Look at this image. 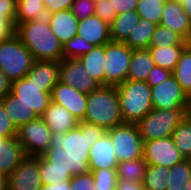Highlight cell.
I'll return each mask as SVG.
<instances>
[{"instance_id": "cell-1", "label": "cell", "mask_w": 191, "mask_h": 190, "mask_svg": "<svg viewBox=\"0 0 191 190\" xmlns=\"http://www.w3.org/2000/svg\"><path fill=\"white\" fill-rule=\"evenodd\" d=\"M107 130L103 127L79 121L78 127L65 134H52L49 148H63L68 156L69 170L73 176L91 172L89 167V151L91 146L101 139Z\"/></svg>"}, {"instance_id": "cell-48", "label": "cell", "mask_w": 191, "mask_h": 190, "mask_svg": "<svg viewBox=\"0 0 191 190\" xmlns=\"http://www.w3.org/2000/svg\"><path fill=\"white\" fill-rule=\"evenodd\" d=\"M17 13V0H0V15H10L14 20Z\"/></svg>"}, {"instance_id": "cell-15", "label": "cell", "mask_w": 191, "mask_h": 190, "mask_svg": "<svg viewBox=\"0 0 191 190\" xmlns=\"http://www.w3.org/2000/svg\"><path fill=\"white\" fill-rule=\"evenodd\" d=\"M39 156H26L7 177L8 190H40Z\"/></svg>"}, {"instance_id": "cell-31", "label": "cell", "mask_w": 191, "mask_h": 190, "mask_svg": "<svg viewBox=\"0 0 191 190\" xmlns=\"http://www.w3.org/2000/svg\"><path fill=\"white\" fill-rule=\"evenodd\" d=\"M46 16L47 12L43 0H17L15 26L29 20Z\"/></svg>"}, {"instance_id": "cell-34", "label": "cell", "mask_w": 191, "mask_h": 190, "mask_svg": "<svg viewBox=\"0 0 191 190\" xmlns=\"http://www.w3.org/2000/svg\"><path fill=\"white\" fill-rule=\"evenodd\" d=\"M188 41L179 33L157 25L151 37L149 47L166 48L168 46H187Z\"/></svg>"}, {"instance_id": "cell-28", "label": "cell", "mask_w": 191, "mask_h": 190, "mask_svg": "<svg viewBox=\"0 0 191 190\" xmlns=\"http://www.w3.org/2000/svg\"><path fill=\"white\" fill-rule=\"evenodd\" d=\"M156 26V24L140 18L124 43L131 49H147Z\"/></svg>"}, {"instance_id": "cell-7", "label": "cell", "mask_w": 191, "mask_h": 190, "mask_svg": "<svg viewBox=\"0 0 191 190\" xmlns=\"http://www.w3.org/2000/svg\"><path fill=\"white\" fill-rule=\"evenodd\" d=\"M117 157V161L125 162L143 157L144 141L137 124L123 123L107 130Z\"/></svg>"}, {"instance_id": "cell-52", "label": "cell", "mask_w": 191, "mask_h": 190, "mask_svg": "<svg viewBox=\"0 0 191 190\" xmlns=\"http://www.w3.org/2000/svg\"><path fill=\"white\" fill-rule=\"evenodd\" d=\"M170 1H175L179 4H181L184 11L189 16V19L191 21V0H170Z\"/></svg>"}, {"instance_id": "cell-49", "label": "cell", "mask_w": 191, "mask_h": 190, "mask_svg": "<svg viewBox=\"0 0 191 190\" xmlns=\"http://www.w3.org/2000/svg\"><path fill=\"white\" fill-rule=\"evenodd\" d=\"M116 190H145L142 183L129 182L128 180L117 179Z\"/></svg>"}, {"instance_id": "cell-19", "label": "cell", "mask_w": 191, "mask_h": 190, "mask_svg": "<svg viewBox=\"0 0 191 190\" xmlns=\"http://www.w3.org/2000/svg\"><path fill=\"white\" fill-rule=\"evenodd\" d=\"M77 35L95 46H102L112 41L110 24L95 14L79 20Z\"/></svg>"}, {"instance_id": "cell-32", "label": "cell", "mask_w": 191, "mask_h": 190, "mask_svg": "<svg viewBox=\"0 0 191 190\" xmlns=\"http://www.w3.org/2000/svg\"><path fill=\"white\" fill-rule=\"evenodd\" d=\"M142 184L145 190H167L169 168L147 164Z\"/></svg>"}, {"instance_id": "cell-10", "label": "cell", "mask_w": 191, "mask_h": 190, "mask_svg": "<svg viewBox=\"0 0 191 190\" xmlns=\"http://www.w3.org/2000/svg\"><path fill=\"white\" fill-rule=\"evenodd\" d=\"M39 170L42 184H56L73 177L69 170L68 156L63 148H49L39 156Z\"/></svg>"}, {"instance_id": "cell-55", "label": "cell", "mask_w": 191, "mask_h": 190, "mask_svg": "<svg viewBox=\"0 0 191 190\" xmlns=\"http://www.w3.org/2000/svg\"><path fill=\"white\" fill-rule=\"evenodd\" d=\"M188 111H191V96L189 97Z\"/></svg>"}, {"instance_id": "cell-16", "label": "cell", "mask_w": 191, "mask_h": 190, "mask_svg": "<svg viewBox=\"0 0 191 190\" xmlns=\"http://www.w3.org/2000/svg\"><path fill=\"white\" fill-rule=\"evenodd\" d=\"M51 101L65 107L79 121L84 119L87 108V94L58 81L51 91Z\"/></svg>"}, {"instance_id": "cell-24", "label": "cell", "mask_w": 191, "mask_h": 190, "mask_svg": "<svg viewBox=\"0 0 191 190\" xmlns=\"http://www.w3.org/2000/svg\"><path fill=\"white\" fill-rule=\"evenodd\" d=\"M6 113L18 129L30 121H33L39 116L34 112L33 108L18 101V99L10 92L2 100Z\"/></svg>"}, {"instance_id": "cell-3", "label": "cell", "mask_w": 191, "mask_h": 190, "mask_svg": "<svg viewBox=\"0 0 191 190\" xmlns=\"http://www.w3.org/2000/svg\"><path fill=\"white\" fill-rule=\"evenodd\" d=\"M83 121L106 130L124 123L115 86L100 85L87 94V108Z\"/></svg>"}, {"instance_id": "cell-37", "label": "cell", "mask_w": 191, "mask_h": 190, "mask_svg": "<svg viewBox=\"0 0 191 190\" xmlns=\"http://www.w3.org/2000/svg\"><path fill=\"white\" fill-rule=\"evenodd\" d=\"M165 0H139L136 12L140 18L160 24Z\"/></svg>"}, {"instance_id": "cell-20", "label": "cell", "mask_w": 191, "mask_h": 190, "mask_svg": "<svg viewBox=\"0 0 191 190\" xmlns=\"http://www.w3.org/2000/svg\"><path fill=\"white\" fill-rule=\"evenodd\" d=\"M118 166L117 157L112 145L110 136L106 133L96 141L89 151L90 170L116 169Z\"/></svg>"}, {"instance_id": "cell-53", "label": "cell", "mask_w": 191, "mask_h": 190, "mask_svg": "<svg viewBox=\"0 0 191 190\" xmlns=\"http://www.w3.org/2000/svg\"><path fill=\"white\" fill-rule=\"evenodd\" d=\"M0 190H8L7 177L0 174Z\"/></svg>"}, {"instance_id": "cell-23", "label": "cell", "mask_w": 191, "mask_h": 190, "mask_svg": "<svg viewBox=\"0 0 191 190\" xmlns=\"http://www.w3.org/2000/svg\"><path fill=\"white\" fill-rule=\"evenodd\" d=\"M60 62L35 60L33 67L26 74L29 82L46 87L50 92L59 81Z\"/></svg>"}, {"instance_id": "cell-42", "label": "cell", "mask_w": 191, "mask_h": 190, "mask_svg": "<svg viewBox=\"0 0 191 190\" xmlns=\"http://www.w3.org/2000/svg\"><path fill=\"white\" fill-rule=\"evenodd\" d=\"M0 136L4 138L17 136V128L6 113L2 101H0Z\"/></svg>"}, {"instance_id": "cell-13", "label": "cell", "mask_w": 191, "mask_h": 190, "mask_svg": "<svg viewBox=\"0 0 191 190\" xmlns=\"http://www.w3.org/2000/svg\"><path fill=\"white\" fill-rule=\"evenodd\" d=\"M11 93L18 101L33 108L39 117L51 102V92L46 87L29 82L26 77L11 83Z\"/></svg>"}, {"instance_id": "cell-39", "label": "cell", "mask_w": 191, "mask_h": 190, "mask_svg": "<svg viewBox=\"0 0 191 190\" xmlns=\"http://www.w3.org/2000/svg\"><path fill=\"white\" fill-rule=\"evenodd\" d=\"M94 177L95 190H116L117 188V170L99 169L91 170Z\"/></svg>"}, {"instance_id": "cell-11", "label": "cell", "mask_w": 191, "mask_h": 190, "mask_svg": "<svg viewBox=\"0 0 191 190\" xmlns=\"http://www.w3.org/2000/svg\"><path fill=\"white\" fill-rule=\"evenodd\" d=\"M143 158L147 164L171 168L185 160L172 136L144 141Z\"/></svg>"}, {"instance_id": "cell-35", "label": "cell", "mask_w": 191, "mask_h": 190, "mask_svg": "<svg viewBox=\"0 0 191 190\" xmlns=\"http://www.w3.org/2000/svg\"><path fill=\"white\" fill-rule=\"evenodd\" d=\"M191 178V160L185 159L183 162L169 168V184L167 190H185Z\"/></svg>"}, {"instance_id": "cell-59", "label": "cell", "mask_w": 191, "mask_h": 190, "mask_svg": "<svg viewBox=\"0 0 191 190\" xmlns=\"http://www.w3.org/2000/svg\"><path fill=\"white\" fill-rule=\"evenodd\" d=\"M4 139V137L3 136H0V141H2Z\"/></svg>"}, {"instance_id": "cell-2", "label": "cell", "mask_w": 191, "mask_h": 190, "mask_svg": "<svg viewBox=\"0 0 191 190\" xmlns=\"http://www.w3.org/2000/svg\"><path fill=\"white\" fill-rule=\"evenodd\" d=\"M15 34L35 60L60 62L63 59V46L52 33L47 17L17 24Z\"/></svg>"}, {"instance_id": "cell-17", "label": "cell", "mask_w": 191, "mask_h": 190, "mask_svg": "<svg viewBox=\"0 0 191 190\" xmlns=\"http://www.w3.org/2000/svg\"><path fill=\"white\" fill-rule=\"evenodd\" d=\"M182 35L187 41L191 38V21L181 4L165 0L160 24Z\"/></svg>"}, {"instance_id": "cell-47", "label": "cell", "mask_w": 191, "mask_h": 190, "mask_svg": "<svg viewBox=\"0 0 191 190\" xmlns=\"http://www.w3.org/2000/svg\"><path fill=\"white\" fill-rule=\"evenodd\" d=\"M113 10L116 11L117 15L128 12L131 10H136L139 0H111Z\"/></svg>"}, {"instance_id": "cell-18", "label": "cell", "mask_w": 191, "mask_h": 190, "mask_svg": "<svg viewBox=\"0 0 191 190\" xmlns=\"http://www.w3.org/2000/svg\"><path fill=\"white\" fill-rule=\"evenodd\" d=\"M40 118L52 134H65L79 125V119L72 115L65 107L55 104L52 101Z\"/></svg>"}, {"instance_id": "cell-8", "label": "cell", "mask_w": 191, "mask_h": 190, "mask_svg": "<svg viewBox=\"0 0 191 190\" xmlns=\"http://www.w3.org/2000/svg\"><path fill=\"white\" fill-rule=\"evenodd\" d=\"M132 53L124 42L105 44L104 85L116 87L127 80Z\"/></svg>"}, {"instance_id": "cell-43", "label": "cell", "mask_w": 191, "mask_h": 190, "mask_svg": "<svg viewBox=\"0 0 191 190\" xmlns=\"http://www.w3.org/2000/svg\"><path fill=\"white\" fill-rule=\"evenodd\" d=\"M71 190H95L94 177L91 172L85 174L74 175L70 179Z\"/></svg>"}, {"instance_id": "cell-40", "label": "cell", "mask_w": 191, "mask_h": 190, "mask_svg": "<svg viewBox=\"0 0 191 190\" xmlns=\"http://www.w3.org/2000/svg\"><path fill=\"white\" fill-rule=\"evenodd\" d=\"M94 14L109 24L117 16L116 11L113 10L111 0H100L97 3H95Z\"/></svg>"}, {"instance_id": "cell-41", "label": "cell", "mask_w": 191, "mask_h": 190, "mask_svg": "<svg viewBox=\"0 0 191 190\" xmlns=\"http://www.w3.org/2000/svg\"><path fill=\"white\" fill-rule=\"evenodd\" d=\"M94 6L95 4L89 0H74L70 10L79 20H84L94 15Z\"/></svg>"}, {"instance_id": "cell-27", "label": "cell", "mask_w": 191, "mask_h": 190, "mask_svg": "<svg viewBox=\"0 0 191 190\" xmlns=\"http://www.w3.org/2000/svg\"><path fill=\"white\" fill-rule=\"evenodd\" d=\"M140 16L136 10L118 14L110 23V36L114 42H124L132 29L139 22Z\"/></svg>"}, {"instance_id": "cell-57", "label": "cell", "mask_w": 191, "mask_h": 190, "mask_svg": "<svg viewBox=\"0 0 191 190\" xmlns=\"http://www.w3.org/2000/svg\"><path fill=\"white\" fill-rule=\"evenodd\" d=\"M89 1H91V2H93L95 4V3H97L100 0H89Z\"/></svg>"}, {"instance_id": "cell-54", "label": "cell", "mask_w": 191, "mask_h": 190, "mask_svg": "<svg viewBox=\"0 0 191 190\" xmlns=\"http://www.w3.org/2000/svg\"><path fill=\"white\" fill-rule=\"evenodd\" d=\"M185 190H191V178H190L188 184L186 185V189Z\"/></svg>"}, {"instance_id": "cell-46", "label": "cell", "mask_w": 191, "mask_h": 190, "mask_svg": "<svg viewBox=\"0 0 191 190\" xmlns=\"http://www.w3.org/2000/svg\"><path fill=\"white\" fill-rule=\"evenodd\" d=\"M74 0H43L47 15L61 10L70 9Z\"/></svg>"}, {"instance_id": "cell-38", "label": "cell", "mask_w": 191, "mask_h": 190, "mask_svg": "<svg viewBox=\"0 0 191 190\" xmlns=\"http://www.w3.org/2000/svg\"><path fill=\"white\" fill-rule=\"evenodd\" d=\"M63 46V59L79 58L87 52H90L96 46L88 43L83 37L75 35Z\"/></svg>"}, {"instance_id": "cell-36", "label": "cell", "mask_w": 191, "mask_h": 190, "mask_svg": "<svg viewBox=\"0 0 191 190\" xmlns=\"http://www.w3.org/2000/svg\"><path fill=\"white\" fill-rule=\"evenodd\" d=\"M172 138L185 159H191V120L187 116L174 129Z\"/></svg>"}, {"instance_id": "cell-58", "label": "cell", "mask_w": 191, "mask_h": 190, "mask_svg": "<svg viewBox=\"0 0 191 190\" xmlns=\"http://www.w3.org/2000/svg\"><path fill=\"white\" fill-rule=\"evenodd\" d=\"M188 44L191 46V38H190V40L188 41Z\"/></svg>"}, {"instance_id": "cell-50", "label": "cell", "mask_w": 191, "mask_h": 190, "mask_svg": "<svg viewBox=\"0 0 191 190\" xmlns=\"http://www.w3.org/2000/svg\"><path fill=\"white\" fill-rule=\"evenodd\" d=\"M11 92V82L0 70V101Z\"/></svg>"}, {"instance_id": "cell-56", "label": "cell", "mask_w": 191, "mask_h": 190, "mask_svg": "<svg viewBox=\"0 0 191 190\" xmlns=\"http://www.w3.org/2000/svg\"><path fill=\"white\" fill-rule=\"evenodd\" d=\"M186 116L191 120V111H187Z\"/></svg>"}, {"instance_id": "cell-25", "label": "cell", "mask_w": 191, "mask_h": 190, "mask_svg": "<svg viewBox=\"0 0 191 190\" xmlns=\"http://www.w3.org/2000/svg\"><path fill=\"white\" fill-rule=\"evenodd\" d=\"M154 66L148 49H133L127 80L146 81Z\"/></svg>"}, {"instance_id": "cell-5", "label": "cell", "mask_w": 191, "mask_h": 190, "mask_svg": "<svg viewBox=\"0 0 191 190\" xmlns=\"http://www.w3.org/2000/svg\"><path fill=\"white\" fill-rule=\"evenodd\" d=\"M34 62V56L16 34L0 42V70L11 83L24 78Z\"/></svg>"}, {"instance_id": "cell-4", "label": "cell", "mask_w": 191, "mask_h": 190, "mask_svg": "<svg viewBox=\"0 0 191 190\" xmlns=\"http://www.w3.org/2000/svg\"><path fill=\"white\" fill-rule=\"evenodd\" d=\"M116 89L124 123L137 124L153 109L151 87L146 81L126 80Z\"/></svg>"}, {"instance_id": "cell-6", "label": "cell", "mask_w": 191, "mask_h": 190, "mask_svg": "<svg viewBox=\"0 0 191 190\" xmlns=\"http://www.w3.org/2000/svg\"><path fill=\"white\" fill-rule=\"evenodd\" d=\"M187 111L188 109H152L137 123L141 138L149 141L172 136Z\"/></svg>"}, {"instance_id": "cell-33", "label": "cell", "mask_w": 191, "mask_h": 190, "mask_svg": "<svg viewBox=\"0 0 191 190\" xmlns=\"http://www.w3.org/2000/svg\"><path fill=\"white\" fill-rule=\"evenodd\" d=\"M146 167L147 163L143 157L131 161L119 162L116 168L117 178L128 180L129 182L142 183Z\"/></svg>"}, {"instance_id": "cell-14", "label": "cell", "mask_w": 191, "mask_h": 190, "mask_svg": "<svg viewBox=\"0 0 191 190\" xmlns=\"http://www.w3.org/2000/svg\"><path fill=\"white\" fill-rule=\"evenodd\" d=\"M59 82L89 94L100 84L84 69L78 58L62 59L60 61Z\"/></svg>"}, {"instance_id": "cell-44", "label": "cell", "mask_w": 191, "mask_h": 190, "mask_svg": "<svg viewBox=\"0 0 191 190\" xmlns=\"http://www.w3.org/2000/svg\"><path fill=\"white\" fill-rule=\"evenodd\" d=\"M15 20L10 15H0V42L15 35Z\"/></svg>"}, {"instance_id": "cell-9", "label": "cell", "mask_w": 191, "mask_h": 190, "mask_svg": "<svg viewBox=\"0 0 191 190\" xmlns=\"http://www.w3.org/2000/svg\"><path fill=\"white\" fill-rule=\"evenodd\" d=\"M52 132L39 117L17 129V139L27 156L43 155L50 147Z\"/></svg>"}, {"instance_id": "cell-12", "label": "cell", "mask_w": 191, "mask_h": 190, "mask_svg": "<svg viewBox=\"0 0 191 190\" xmlns=\"http://www.w3.org/2000/svg\"><path fill=\"white\" fill-rule=\"evenodd\" d=\"M153 109H188L189 97L172 75L151 87Z\"/></svg>"}, {"instance_id": "cell-26", "label": "cell", "mask_w": 191, "mask_h": 190, "mask_svg": "<svg viewBox=\"0 0 191 190\" xmlns=\"http://www.w3.org/2000/svg\"><path fill=\"white\" fill-rule=\"evenodd\" d=\"M78 59L89 75L100 85H104L105 45L96 46Z\"/></svg>"}, {"instance_id": "cell-51", "label": "cell", "mask_w": 191, "mask_h": 190, "mask_svg": "<svg viewBox=\"0 0 191 190\" xmlns=\"http://www.w3.org/2000/svg\"><path fill=\"white\" fill-rule=\"evenodd\" d=\"M40 190H71L70 180L60 181L56 184H42Z\"/></svg>"}, {"instance_id": "cell-30", "label": "cell", "mask_w": 191, "mask_h": 190, "mask_svg": "<svg viewBox=\"0 0 191 190\" xmlns=\"http://www.w3.org/2000/svg\"><path fill=\"white\" fill-rule=\"evenodd\" d=\"M177 82L188 97L191 96V46L188 44L181 53L176 67L172 71Z\"/></svg>"}, {"instance_id": "cell-21", "label": "cell", "mask_w": 191, "mask_h": 190, "mask_svg": "<svg viewBox=\"0 0 191 190\" xmlns=\"http://www.w3.org/2000/svg\"><path fill=\"white\" fill-rule=\"evenodd\" d=\"M46 17L52 33L62 45L77 35L79 19L70 9L48 14Z\"/></svg>"}, {"instance_id": "cell-45", "label": "cell", "mask_w": 191, "mask_h": 190, "mask_svg": "<svg viewBox=\"0 0 191 190\" xmlns=\"http://www.w3.org/2000/svg\"><path fill=\"white\" fill-rule=\"evenodd\" d=\"M172 75L171 70L155 65L149 73L146 82L150 87H155L164 80L170 78Z\"/></svg>"}, {"instance_id": "cell-29", "label": "cell", "mask_w": 191, "mask_h": 190, "mask_svg": "<svg viewBox=\"0 0 191 190\" xmlns=\"http://www.w3.org/2000/svg\"><path fill=\"white\" fill-rule=\"evenodd\" d=\"M185 47L186 46H168L164 49L148 47L147 49L155 65L173 71Z\"/></svg>"}, {"instance_id": "cell-22", "label": "cell", "mask_w": 191, "mask_h": 190, "mask_svg": "<svg viewBox=\"0 0 191 190\" xmlns=\"http://www.w3.org/2000/svg\"><path fill=\"white\" fill-rule=\"evenodd\" d=\"M17 136L0 141V174L8 177L26 157Z\"/></svg>"}]
</instances>
